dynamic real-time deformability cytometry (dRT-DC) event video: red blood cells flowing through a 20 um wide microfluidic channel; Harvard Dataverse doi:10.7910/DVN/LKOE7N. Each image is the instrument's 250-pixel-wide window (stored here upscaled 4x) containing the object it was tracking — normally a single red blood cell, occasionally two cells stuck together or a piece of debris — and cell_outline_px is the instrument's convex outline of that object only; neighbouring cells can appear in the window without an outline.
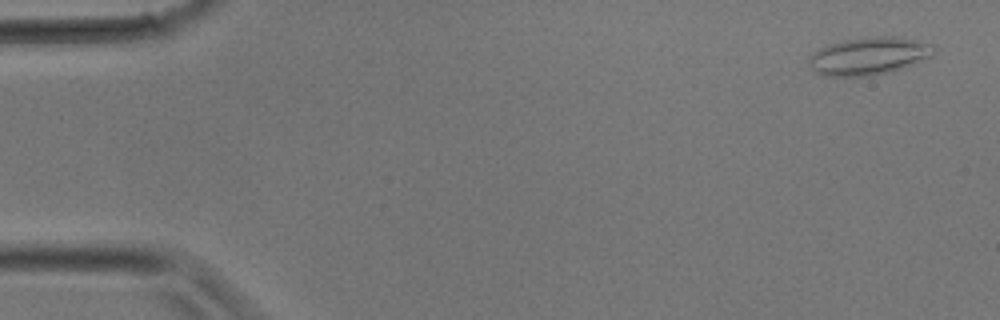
{"species": "common noctule bat (a hibernating species)", "species_latin": "Nyctalus noctula", "temperature_condition": "room temperature", "stored_images_in_passage": 32, "camera_frame_rate_fps": 3000, "um_per_image_px": 0.085, "animal": {"sex": "male", "body_mass_g": 17.9}, "frame": {"image": 1, "passage_image": 2, "time_ms": 0.333, "image_size_px": [1000, 320], "cell_outline_px": [[936, 48], [932, 56], [912, 64], [888, 72], [868, 76], [828, 76], [816, 72], [808, 64], [808, 56], [812, 52], [828, 44], [844, 40], [876, 36], [892, 36], [916, 40], [932, 44]], "centroid_in_image_um": [73.82, 4.75], "position_along_channel_um": 11.2, "area_um2": 27.28}}
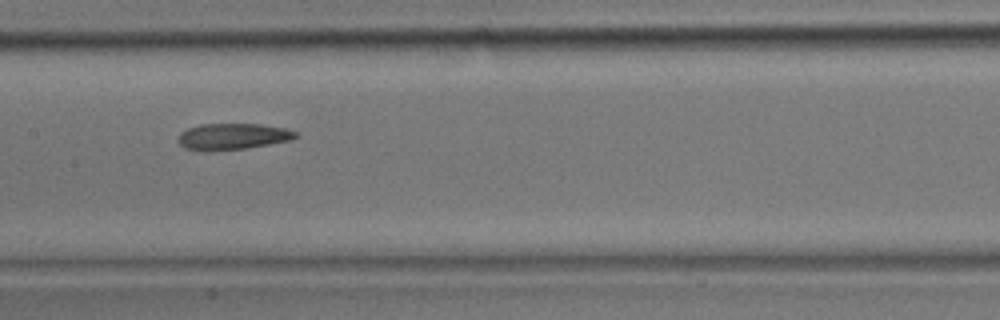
{"frame": {"image": 2, "passage_image": 16, "time_ms": 5.0, "image_size_px": [1000, 320], "cell_outline_px": [[300, 136], [292, 140], [248, 148], [184, 148], [176, 140], [180, 132], [188, 128], [200, 124], [260, 124], [288, 128], [296, 132]], "centroid_in_image_um": [19.87, 11.55], "position_along_channel_um": 187.5, "area_um2": 17.51}}
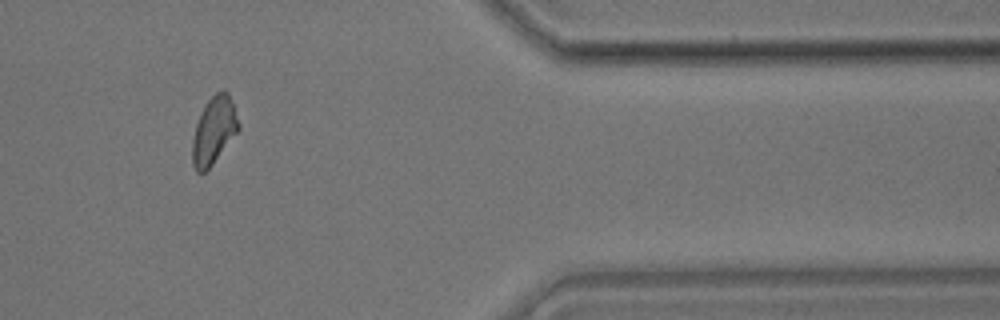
{"frame": {"image": 3, "passage_image": 27, "time_ms": 8.667, "image_size_px": [1000, 320], "cell_outline_px": [[240, 128], [212, 164], [204, 172], [196, 172], [192, 164], [192, 140], [196, 124], [200, 112], [208, 100], [216, 92], [224, 88], [228, 92], [240, 124]], "centroid_in_image_um": [18.16, 11.07], "position_along_channel_um": 393.2, "area_um2": 17.98}}